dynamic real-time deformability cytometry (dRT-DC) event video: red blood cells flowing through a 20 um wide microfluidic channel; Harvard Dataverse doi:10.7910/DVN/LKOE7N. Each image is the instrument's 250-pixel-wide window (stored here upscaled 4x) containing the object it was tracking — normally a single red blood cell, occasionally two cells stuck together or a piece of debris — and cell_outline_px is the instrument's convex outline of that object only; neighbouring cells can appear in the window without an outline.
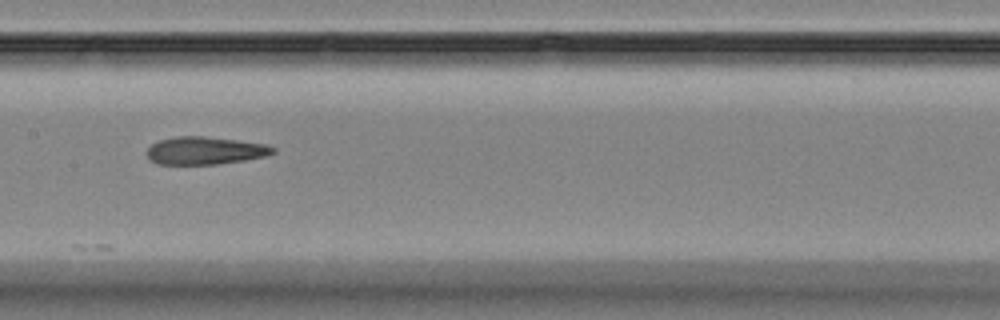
{"species": "Egyptian fruit bat (a non-hibernating species)", "species_latin": "Rousettus aegyptiacus", "temperature_condition": "room temperature", "stored_images_in_passage": 10, "camera_frame_rate_fps": 3000, "um_per_image_px": 0.085, "animal": {"sex": "female"}, "frame": {"image": 1, "passage_image": 8, "time_ms": 9.0, "image_size_px": [1000, 320], "cell_outline_px": [[276, 152], [264, 156], [244, 160], [216, 164], [156, 164], [148, 160], [148, 148], [152, 144], [160, 140], [176, 136], [204, 136], [268, 144], [276, 148]], "centroid_in_image_um": [17.43, 12.8], "position_along_channel_um": 190.0, "area_um2": 20.35}}
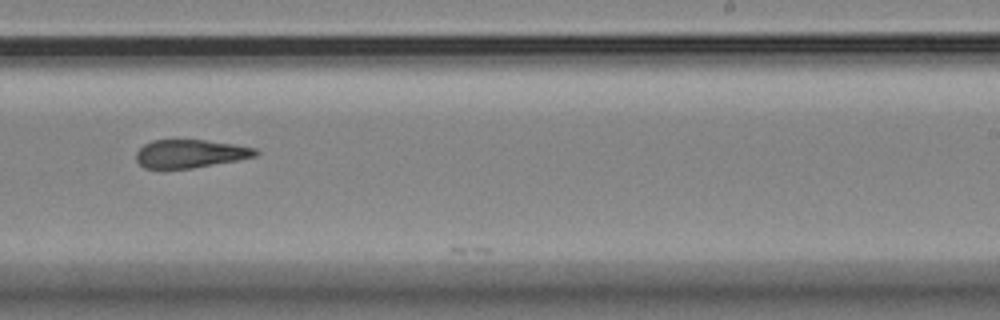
{"frame": {"image": 2, "passage_image": 10, "time_ms": 11.333, "image_size_px": [1000, 320], "cell_outline_px": [[260, 152], [256, 156], [236, 160], [192, 168], [144, 168], [136, 160], [136, 152], [144, 144], [152, 140], [204, 140], [232, 144], [256, 148]], "centroid_in_image_um": [16.16, 13.06], "position_along_channel_um": 272.8, "area_um2": 19.42}}